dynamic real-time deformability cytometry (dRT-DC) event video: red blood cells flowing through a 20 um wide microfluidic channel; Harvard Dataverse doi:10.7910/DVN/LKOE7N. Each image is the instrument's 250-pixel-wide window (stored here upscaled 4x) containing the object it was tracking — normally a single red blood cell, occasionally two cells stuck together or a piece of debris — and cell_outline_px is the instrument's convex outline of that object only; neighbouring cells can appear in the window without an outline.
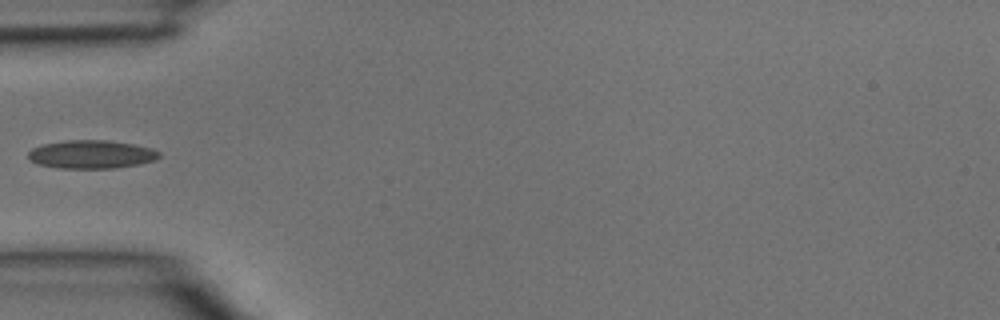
{"species": "common noctule bat (a hibernating species)", "species_latin": "Nyctalus noctula", "temperature_condition": "room temperature", "stored_images_in_passage": 1, "camera_frame_rate_fps": 3000, "um_per_image_px": 0.085, "animal": {"sex": "male", "body_mass_g": 15.6}, "frame": {"image": 1, "passage_image": 1, "time_ms": 0.0, "image_size_px": [1000, 320], "cell_outline_px": [[160, 156], [156, 160], [140, 164], [116, 168], [60, 168], [40, 164], [28, 160], [28, 152], [32, 148], [44, 144], [64, 140], [108, 140], [136, 144], [152, 148], [160, 152]], "centroid_in_image_um": [7.8, 13.11], "position_along_channel_um": 77.2, "area_um2": 21.79}}